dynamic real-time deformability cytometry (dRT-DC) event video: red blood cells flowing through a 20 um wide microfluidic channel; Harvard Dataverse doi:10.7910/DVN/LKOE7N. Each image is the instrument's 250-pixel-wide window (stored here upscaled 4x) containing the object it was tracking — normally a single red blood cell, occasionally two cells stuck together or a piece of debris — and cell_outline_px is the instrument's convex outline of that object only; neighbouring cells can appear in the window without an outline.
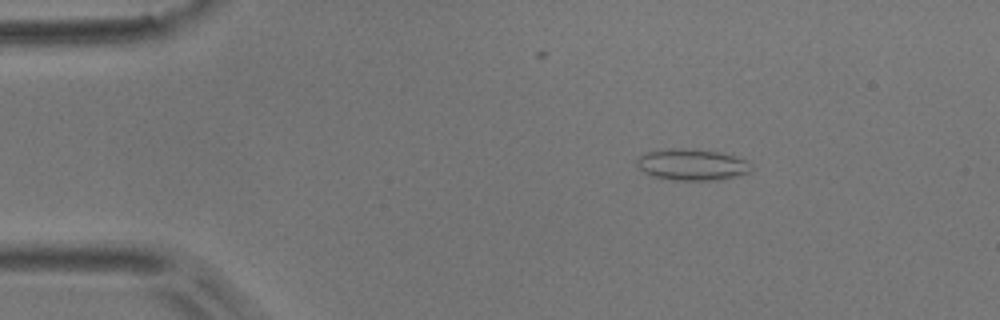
{"species": "common noctule bat (a hibernating species)", "species_latin": "Nyctalus noctula", "temperature_condition": "room temperature", "stored_images_in_passage": 5, "camera_frame_rate_fps": 3000, "um_per_image_px": 0.085, "animal": {"sex": "male", "body_mass_g": 17.9}, "frame": {"image": 1, "passage_image": 3, "time_ms": 0.667, "image_size_px": [1000, 320], "cell_outline_px": [[752, 172], [736, 176], [716, 180], [672, 180], [652, 176], [640, 168], [636, 164], [636, 160], [644, 152], [672, 148], [680, 148], [720, 152], [744, 160], [752, 164]], "centroid_in_image_um": [58.81, 14.0], "position_along_channel_um": 26.2, "area_um2": 20.81}}